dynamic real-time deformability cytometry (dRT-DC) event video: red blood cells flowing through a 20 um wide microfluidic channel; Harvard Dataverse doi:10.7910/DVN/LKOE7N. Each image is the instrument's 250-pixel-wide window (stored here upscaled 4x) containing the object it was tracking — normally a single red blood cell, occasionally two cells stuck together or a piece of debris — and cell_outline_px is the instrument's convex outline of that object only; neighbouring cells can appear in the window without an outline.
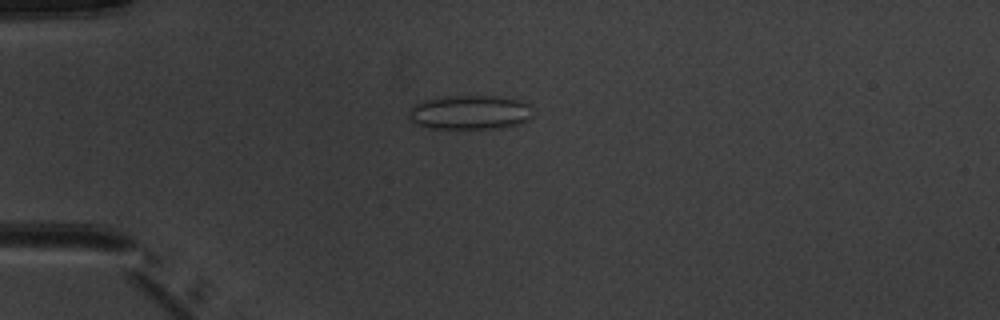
{"species": "common noctule bat (a hibernating species)", "species_latin": "Nyctalus noctula", "temperature_condition": "warm", "stored_images_in_passage": 5, "camera_frame_rate_fps": 3000, "um_per_image_px": 0.085, "animal": {"sex": "male", "body_mass_g": 20.1, "forearm_length_mm": 53.5}, "frame": {"image": 1, "passage_image": 3, "time_ms": 3.0, "image_size_px": [1000, 320], "cell_outline_px": [[532, 116], [524, 124], [500, 128], [428, 128], [412, 124], [408, 120], [408, 112], [412, 104], [436, 96], [504, 96], [520, 100], [528, 104]], "centroid_in_image_um": [39.89, 9.55], "position_along_channel_um": 45.1, "area_um2": 25.43}}
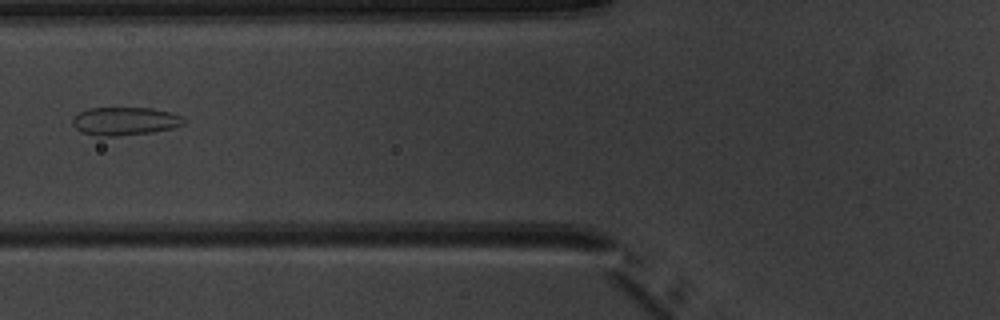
{"frame": {"image": 2, "passage_image": 5, "time_ms": 5.333, "image_size_px": [1000, 320], "cell_outline_px": [[184, 124], [172, 128], [152, 132], [116, 136], [96, 136], [84, 132], [76, 128], [72, 124], [72, 116], [88, 108], [152, 108], [172, 112], [180, 116], [184, 120]], "centroid_in_image_um": [10.6, 10.29], "position_along_channel_um": 115.2, "area_um2": 18.21}}